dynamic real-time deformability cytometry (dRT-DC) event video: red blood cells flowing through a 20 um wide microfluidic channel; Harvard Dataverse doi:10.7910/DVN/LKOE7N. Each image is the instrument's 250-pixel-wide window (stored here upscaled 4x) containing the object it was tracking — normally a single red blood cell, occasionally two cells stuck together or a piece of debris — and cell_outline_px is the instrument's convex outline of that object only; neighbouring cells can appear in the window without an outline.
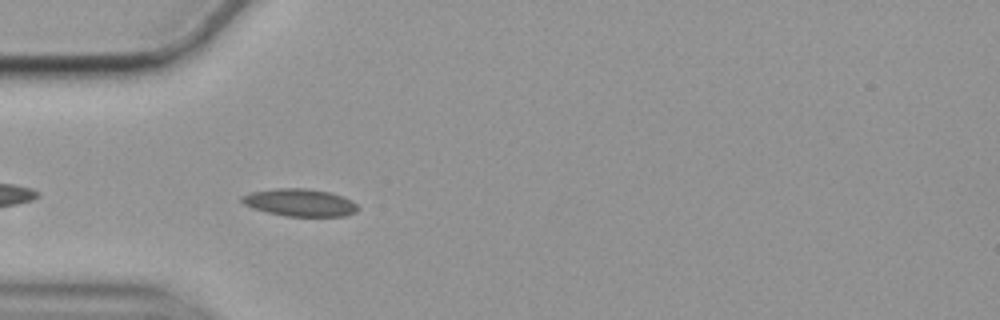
{"species": "common noctule bat (a hibernating species)", "species_latin": "Nyctalus noctula", "temperature_condition": "cold", "stored_images_in_passage": 43, "camera_frame_rate_fps": 3000, "um_per_image_px": 0.085, "animal": {"sex": "female", "body_mass_g": 19.9}, "frame": {"image": 1, "passage_image": 3, "time_ms": 0.667, "image_size_px": [1000, 320], "cell_outline_px": [[360, 208], [356, 212], [344, 216], [284, 216], [252, 208], [244, 204], [240, 200], [240, 196], [252, 192], [276, 188], [304, 188], [328, 192], [340, 196], [356, 204]], "centroid_in_image_um": [25.45, 17.22], "position_along_channel_um": 59.6, "area_um2": 18.38}}
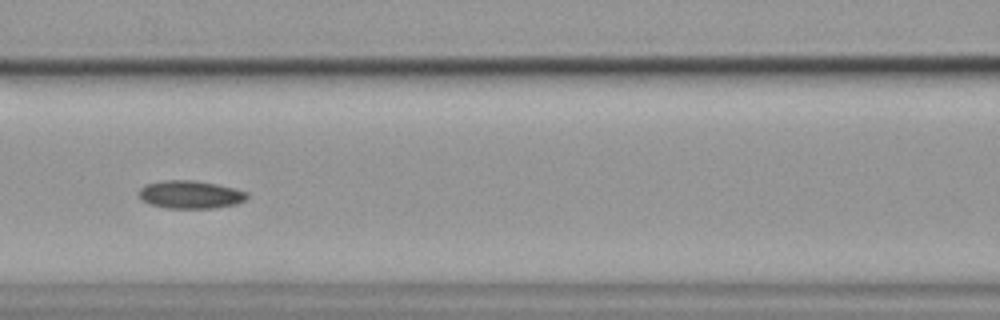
{"frame": {"image": 2, "passage_image": 11, "time_ms": 3.333, "image_size_px": [1000, 320], "cell_outline_px": [[248, 196], [244, 200], [236, 204], [212, 208], [164, 208], [148, 204], [140, 200], [136, 192], [144, 184], [164, 180], [192, 180], [216, 184], [236, 188], [248, 192]], "centroid_in_image_um": [16.11, 16.54], "position_along_channel_um": 150.5, "area_um2": 17.92}}
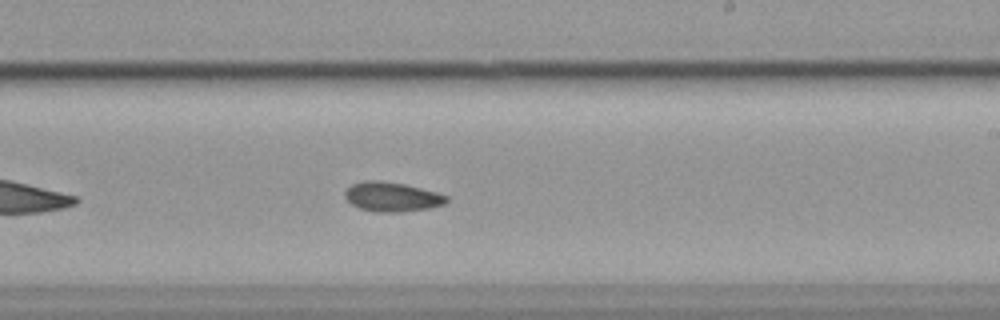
{"frame": {"image": 3, "passage_image": 20, "time_ms": 6.333, "image_size_px": [1000, 320], "cell_outline_px": [[448, 200], [444, 204], [432, 208], [400, 212], [376, 212], [360, 208], [352, 204], [344, 196], [344, 192], [352, 184], [364, 180], [380, 180], [404, 184], [436, 192], [448, 196]], "centroid_in_image_um": [33.32, 16.73], "position_along_channel_um": 255.7, "area_um2": 17.46}, "authors_computed_cell_mechanics": {"area_um2": 17.2244, "velocity_mm_per_s": 3.5281, "shape_relaxation_time_tau1_ms": null, "shape_relaxation_time_tau2_ms": 4.4415, "deformation_change_tau1": null, "deformation_change_tau2": 0.0986}}